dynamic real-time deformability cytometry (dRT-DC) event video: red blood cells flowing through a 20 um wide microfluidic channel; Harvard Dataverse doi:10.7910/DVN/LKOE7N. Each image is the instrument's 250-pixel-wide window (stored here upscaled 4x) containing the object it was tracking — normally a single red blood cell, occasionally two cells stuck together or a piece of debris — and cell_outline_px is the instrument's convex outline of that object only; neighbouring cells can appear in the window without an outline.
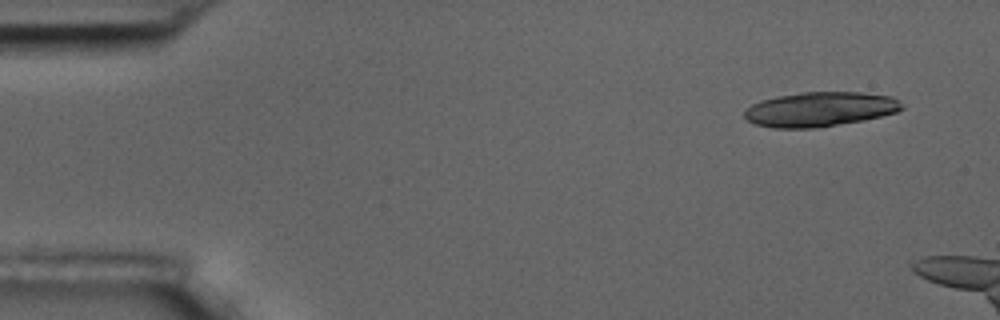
{"species": "common noctule bat (a hibernating species)", "species_latin": "Nyctalus noctula", "temperature_condition": "room temperature", "stored_images_in_passage": 4, "camera_frame_rate_fps": 3000, "um_per_image_px": 0.085, "animal": {"sex": "male", "body_mass_g": 17.5, "forearm_length_mm": 52.3}, "frame": {"image": 1, "passage_image": 1, "time_ms": 0.0, "image_size_px": [1000, 320], "cell_outline_px": [[904, 108], [896, 112], [864, 120], [816, 128], [772, 128], [756, 124], [748, 120], [744, 116], [744, 112], [752, 104], [760, 100], [776, 96], [800, 92], [860, 92], [892, 96], [900, 100], [904, 104]], "centroid_in_image_um": [69.72, 9.28], "position_along_channel_um": 15.3, "area_um2": 31.91}}